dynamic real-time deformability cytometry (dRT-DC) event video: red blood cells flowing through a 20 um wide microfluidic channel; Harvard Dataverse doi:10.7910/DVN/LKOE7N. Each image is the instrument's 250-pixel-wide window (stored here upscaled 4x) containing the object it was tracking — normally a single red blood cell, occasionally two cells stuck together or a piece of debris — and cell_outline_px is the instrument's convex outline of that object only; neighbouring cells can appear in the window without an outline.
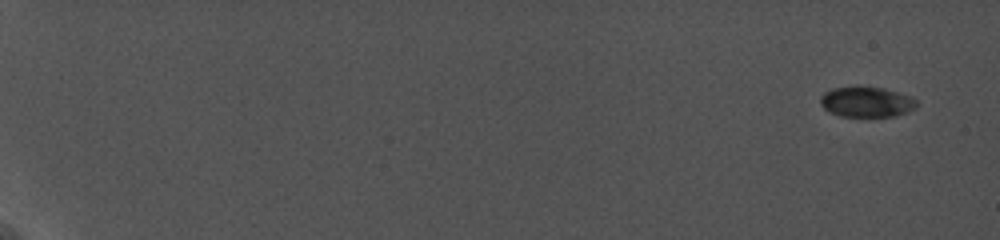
{"species": "common noctule bat (a hibernating species)", "species_latin": "Nyctalus noctula", "temperature_condition": "cold", "stored_images_in_passage": 13, "camera_frame_rate_fps": 5000, "um_per_image_px": 0.085, "animal": {"sex": "female", "body_mass_g": 19.0, "forearm_length_mm": 56.7}, "frame": {"image": 1, "passage_image": 1, "time_ms": 0.0, "image_size_px": [1000, 240], "cell_outline_px": [[916, 108], [908, 112], [896, 116], [840, 116], [828, 112], [820, 104], [820, 96], [824, 92], [832, 88], [856, 84], [884, 88], [912, 96], [916, 100]], "centroid_in_image_um": [73.63, 8.63], "position_along_channel_um": 11.4, "area_um2": 17.63}}
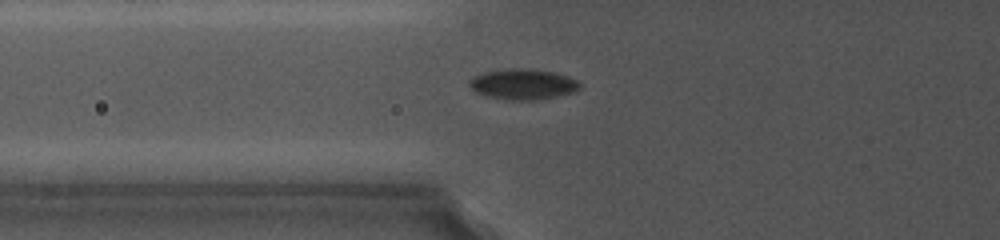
{"frame": {"image": 2, "passage_image": 8, "time_ms": 8.0, "image_size_px": [1000, 240], "cell_outline_px": [[580, 88], [576, 92], [556, 96], [532, 100], [512, 100], [484, 96], [476, 92], [468, 84], [468, 80], [472, 76], [484, 72], [508, 68], [532, 68], [552, 72], [568, 76], [576, 80], [580, 84]], "centroid_in_image_um": [44.42, 7.15], "position_along_channel_um": 81.4, "area_um2": 19.83}}
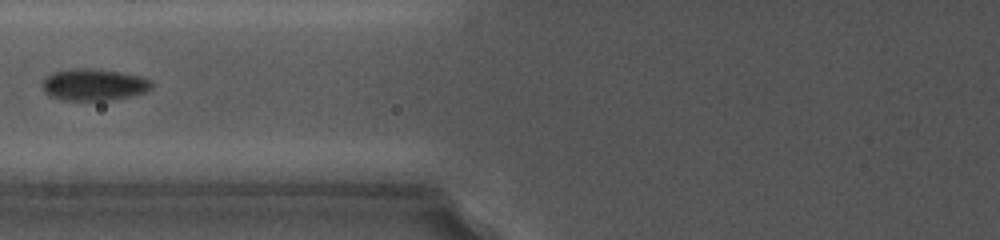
{"frame": {"image": 3, "passage_image": 9, "time_ms": 9.0, "image_size_px": [1000, 240], "cell_outline_px": [[152, 88], [144, 92], [112, 100], [60, 100], [48, 96], [44, 92], [40, 84], [44, 76], [52, 72], [72, 68], [96, 68], [120, 72], [140, 76], [152, 80]], "centroid_in_image_um": [7.9, 7.19], "position_along_channel_um": 117.9, "area_um2": 20.63}}